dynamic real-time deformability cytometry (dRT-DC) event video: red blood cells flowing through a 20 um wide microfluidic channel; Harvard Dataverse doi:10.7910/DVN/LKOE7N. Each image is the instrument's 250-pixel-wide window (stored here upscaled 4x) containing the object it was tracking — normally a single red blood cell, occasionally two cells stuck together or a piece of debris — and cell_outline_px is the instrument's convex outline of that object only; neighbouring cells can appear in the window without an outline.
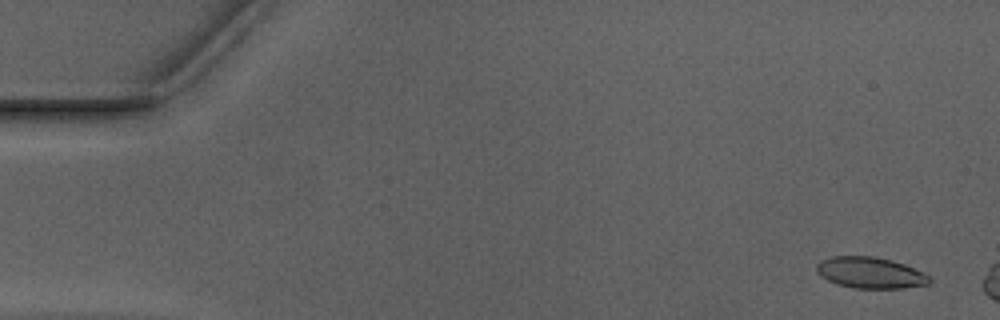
{"species": "Egyptian fruit bat (a non-hibernating species)", "species_latin": "Rousettus aegyptiacus", "temperature_condition": "warm", "stored_images_in_passage": 7, "camera_frame_rate_fps": 3000, "um_per_image_px": 0.085, "animal": {"sex": "male"}, "frame": {"image": 1, "passage_image": 1, "time_ms": 0.0, "image_size_px": [1000, 320], "cell_outline_px": [[932, 280], [928, 284], [900, 288], [852, 288], [836, 284], [820, 276], [816, 272], [816, 264], [820, 260], [832, 256], [876, 256], [892, 260], [904, 264], [928, 276]], "centroid_in_image_um": [73.91, 23.17], "position_along_channel_um": 11.1, "area_um2": 20.52}}